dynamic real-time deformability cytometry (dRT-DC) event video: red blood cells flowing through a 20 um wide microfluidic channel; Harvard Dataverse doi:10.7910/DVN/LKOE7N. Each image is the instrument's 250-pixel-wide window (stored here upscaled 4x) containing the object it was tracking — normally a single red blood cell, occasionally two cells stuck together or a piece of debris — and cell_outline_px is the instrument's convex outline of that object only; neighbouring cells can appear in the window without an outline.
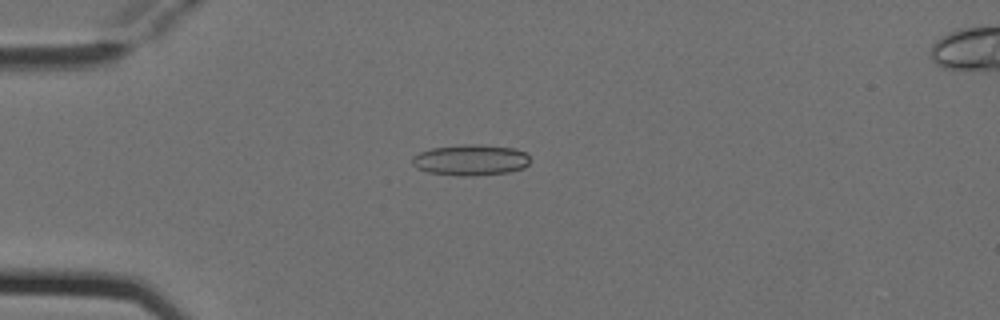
{"species": "Egyptian fruit bat (a non-hibernating species)", "species_latin": "Rousettus aegyptiacus", "temperature_condition": "cold", "stored_images_in_passage": 6, "camera_frame_rate_fps": 3000, "um_per_image_px": 0.085, "animal": {"sex": "female"}, "frame": {"image": 1, "passage_image": 5, "time_ms": 1.333, "image_size_px": [1000, 320], "cell_outline_px": [[528, 164], [524, 168], [508, 172], [472, 176], [460, 176], [428, 172], [416, 168], [412, 164], [412, 156], [420, 152], [432, 148], [464, 144], [476, 144], [512, 148], [524, 152], [528, 156]], "centroid_in_image_um": [39.97, 13.6], "position_along_channel_um": 45.0, "area_um2": 21.15}}